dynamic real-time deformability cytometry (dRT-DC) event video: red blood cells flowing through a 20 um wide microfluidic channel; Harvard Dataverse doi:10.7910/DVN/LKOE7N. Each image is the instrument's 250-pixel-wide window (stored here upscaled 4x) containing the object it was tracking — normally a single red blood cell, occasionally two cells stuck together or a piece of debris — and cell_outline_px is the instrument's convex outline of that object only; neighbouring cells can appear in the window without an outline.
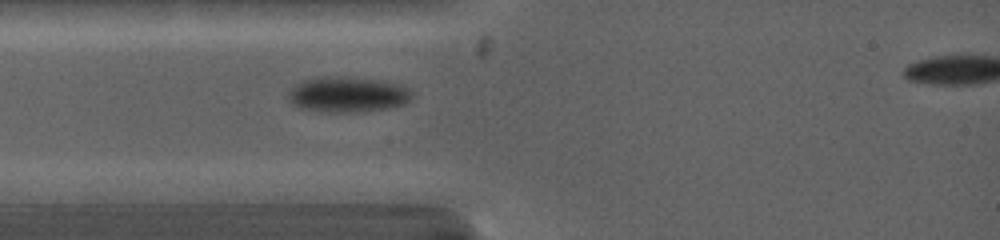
{"species": "common noctule bat (a hibernating species)", "species_latin": "Nyctalus noctula", "temperature_condition": "warm", "stored_images_in_passage": 2, "camera_frame_rate_fps": 5000, "um_per_image_px": 0.085, "animal": {"sex": "female", "body_mass_g": 19.0, "forearm_length_mm": 53.3}, "frame": {"image": 1, "passage_image": 1, "time_ms": 0.0, "image_size_px": [1000, 240], "cell_outline_px": [[412, 96], [404, 104], [388, 108], [360, 112], [320, 112], [300, 108], [292, 104], [288, 100], [288, 92], [300, 80], [316, 76], [344, 76], [380, 80], [396, 84], [408, 88]], "centroid_in_image_um": [29.47, 8.02], "position_along_channel_um": 55.5, "area_um2": 25.89}}